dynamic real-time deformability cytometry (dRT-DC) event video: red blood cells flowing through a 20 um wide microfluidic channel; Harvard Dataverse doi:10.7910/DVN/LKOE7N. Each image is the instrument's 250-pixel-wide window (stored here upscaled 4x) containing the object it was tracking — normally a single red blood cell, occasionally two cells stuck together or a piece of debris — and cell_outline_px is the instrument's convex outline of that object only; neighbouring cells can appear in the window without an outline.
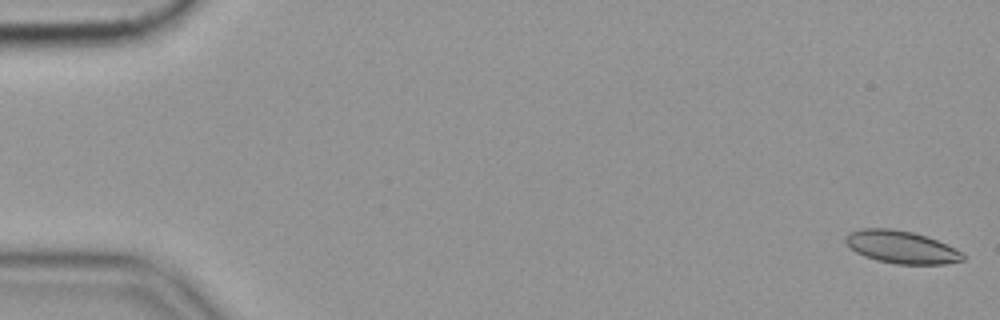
{"species": "common noctule bat (a hibernating species)", "species_latin": "Nyctalus noctula", "temperature_condition": "cold", "stored_images_in_passage": 58, "camera_frame_rate_fps": 3000, "um_per_image_px": 0.085, "animal": {"sex": "female", "body_mass_g": 19.9}, "frame": {"image": 1, "passage_image": 1, "time_ms": 0.0, "image_size_px": [1000, 320], "cell_outline_px": [[964, 260], [944, 264], [896, 264], [876, 260], [864, 256], [856, 252], [844, 240], [844, 236], [848, 232], [860, 228], [892, 228], [912, 232], [928, 236], [956, 248], [964, 252]], "centroid_in_image_um": [76.62, 20.99], "position_along_channel_um": 8.4, "area_um2": 22.54}, "authors_computed_cell_mechanics": {"area_um2": 22.5709, "velocity_mm_per_s": 3.5427, "shape_relaxation_time_tau1_ms": null, "shape_relaxation_time_tau2_ms": 4.4459, "deformation_change_tau1": null, "deformation_change_tau2": 0.1104}}